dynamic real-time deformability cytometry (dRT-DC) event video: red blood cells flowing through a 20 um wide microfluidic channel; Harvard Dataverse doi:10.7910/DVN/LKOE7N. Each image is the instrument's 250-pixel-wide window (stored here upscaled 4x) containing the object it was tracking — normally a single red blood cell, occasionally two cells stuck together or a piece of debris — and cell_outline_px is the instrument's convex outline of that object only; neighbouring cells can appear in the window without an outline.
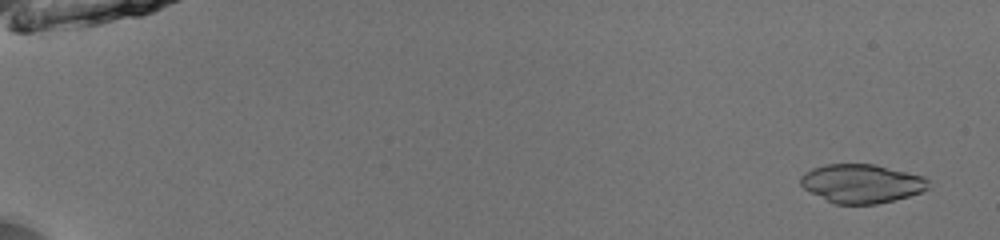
{"species": "common noctule bat (a hibernating species)", "species_latin": "Nyctalus noctula", "temperature_condition": "room temperature", "stored_images_in_passage": 52, "camera_frame_rate_fps": 3000, "um_per_image_px": 0.085, "animal": {"sex": "male", "body_mass_g": 13.0, "forearm_length_mm": 53.1}, "frame": {"image": 1, "passage_image": 3, "time_ms": 0.667, "image_size_px": [1000, 240], "cell_outline_px": [[928, 188], [920, 192], [908, 196], [876, 204], [836, 204], [804, 188], [800, 184], [800, 176], [804, 172], [812, 168], [828, 164], [876, 164], [924, 176], [928, 180]], "centroid_in_image_um": [73.24, 15.58], "position_along_channel_um": 11.8, "area_um2": 28.67}, "authors_computed_cell_mechanics": {"area_um2": 29.478, "velocity_mm_per_s": 4.0143, "shape_relaxation_time_tau1_ms": 3.2438, "shape_relaxation_time_tau2_ms": 3.542, "deformation_change_tau1": 0.2594, "deformation_change_tau2": 0.1321}}